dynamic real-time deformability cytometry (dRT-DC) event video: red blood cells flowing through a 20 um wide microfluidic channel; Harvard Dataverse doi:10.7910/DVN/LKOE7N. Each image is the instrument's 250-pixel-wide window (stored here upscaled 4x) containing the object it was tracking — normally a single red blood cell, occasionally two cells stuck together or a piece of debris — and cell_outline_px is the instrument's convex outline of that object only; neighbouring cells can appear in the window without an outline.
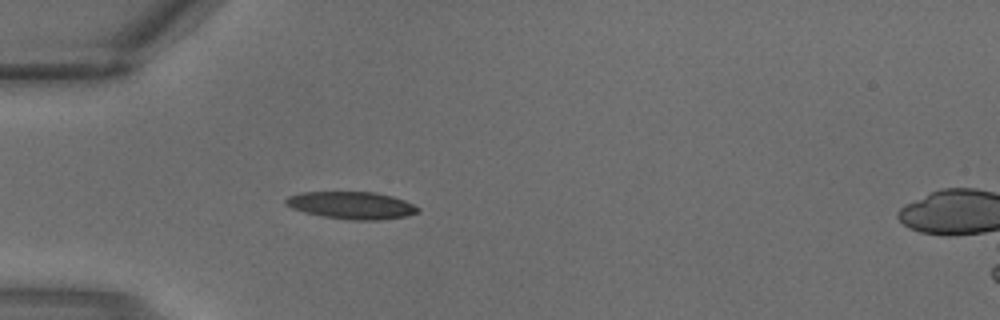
{"species": "common noctule bat (a hibernating species)", "species_latin": "Nyctalus noctula", "temperature_condition": "warm", "stored_images_in_passage": 2, "camera_frame_rate_fps": 3000, "um_per_image_px": 0.085, "animal": {"sex": "male", "body_mass_g": 18.8}, "frame": {"image": 1, "passage_image": 1, "time_ms": 0.0, "image_size_px": [1000, 320], "cell_outline_px": [[420, 212], [408, 216], [380, 220], [348, 220], [324, 216], [304, 212], [292, 208], [284, 204], [284, 200], [288, 196], [300, 192], [376, 192], [392, 196], [404, 200], [420, 208]], "centroid_in_image_um": [29.89, 17.45], "position_along_channel_um": 55.1, "area_um2": 21.21}}